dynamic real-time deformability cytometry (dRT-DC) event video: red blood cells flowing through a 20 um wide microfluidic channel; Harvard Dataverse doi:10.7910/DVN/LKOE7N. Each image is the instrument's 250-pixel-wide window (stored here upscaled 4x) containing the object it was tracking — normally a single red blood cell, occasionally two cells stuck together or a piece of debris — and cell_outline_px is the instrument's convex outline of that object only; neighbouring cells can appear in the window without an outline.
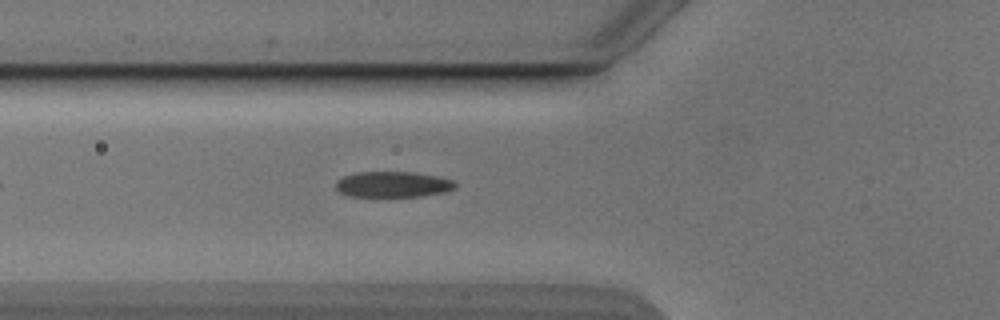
{"species": "Egyptian fruit bat (a non-hibernating species)", "species_latin": "Rousettus aegyptiacus", "temperature_condition": "cold", "stored_images_in_passage": 42, "camera_frame_rate_fps": 3000, "um_per_image_px": 0.085, "animal": {"sex": "male"}, "frame": {"image": 1, "passage_image": 8, "time_ms": 2.333, "image_size_px": [1000, 320], "cell_outline_px": [[456, 188], [448, 192], [420, 196], [348, 196], [340, 192], [336, 188], [336, 180], [344, 176], [356, 172], [416, 172], [456, 180]], "centroid_in_image_um": [33.44, 15.67], "position_along_channel_um": 92.4, "area_um2": 18.09}}
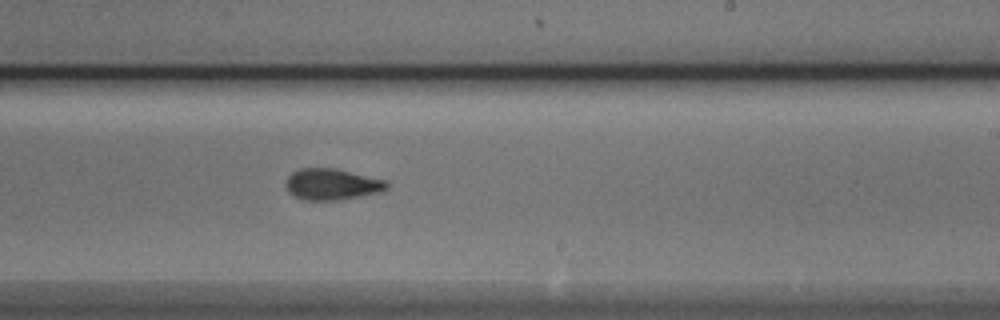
{"frame": {"image": 2, "passage_image": 21, "time_ms": 6.667, "image_size_px": [1000, 320], "cell_outline_px": [[388, 188], [380, 192], [340, 200], [304, 200], [292, 196], [288, 192], [284, 184], [288, 176], [292, 172], [300, 168], [336, 168], [388, 180]], "centroid_in_image_um": [28.2, 15.66], "position_along_channel_um": 260.8, "area_um2": 18.73}}
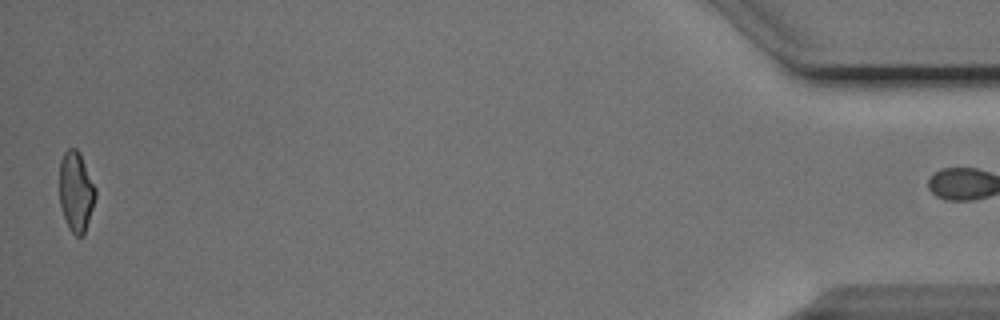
{"frame": {"image": 3, "passage_image": 41, "time_ms": 13.333, "image_size_px": [1000, 320], "cell_outline_px": [[96, 196], [84, 236], [76, 236], [68, 228], [60, 204], [60, 160], [64, 152], [68, 148], [76, 148], [80, 152], [96, 188]], "centroid_in_image_um": [6.47, 16.28], "position_along_channel_um": 428.7, "area_um2": 16.88}, "authors_computed_cell_mechanics": {"area_um2": 18.0914, "velocity_mm_per_s": 3.8861, "shape_relaxation_time_tau1_ms": 2.7413, "shape_relaxation_time_tau2_ms": 2.4455, "deformation_change_tau1": 0.1439, "deformation_change_tau2": 0.0897}}